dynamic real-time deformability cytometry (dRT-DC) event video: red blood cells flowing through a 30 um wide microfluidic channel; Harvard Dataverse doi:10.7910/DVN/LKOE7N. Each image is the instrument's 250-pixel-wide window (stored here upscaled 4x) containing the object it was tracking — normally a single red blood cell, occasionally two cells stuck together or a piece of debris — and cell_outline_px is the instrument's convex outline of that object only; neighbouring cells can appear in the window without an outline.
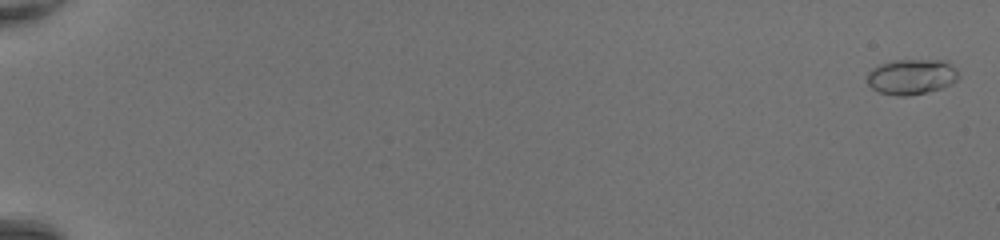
{"species": "common noctule bat (a hibernating species)", "species_latin": "Nyctalus noctula", "temperature_condition": "room temperature", "stored_images_in_passage": 51, "camera_frame_rate_fps": 3000, "um_per_image_px": 0.085, "animal": {"sex": "female", "body_mass_g": 20.0, "forearm_length_mm": 54.0}, "frame": {"image": 1, "passage_image": 2, "time_ms": 0.333, "image_size_px": [1000, 240], "cell_outline_px": [[960, 76], [952, 84], [940, 88], [908, 96], [896, 96], [880, 92], [872, 88], [868, 84], [868, 72], [872, 68], [880, 64], [892, 60], [948, 60], [956, 68]], "centroid_in_image_um": [77.5, 6.51], "position_along_channel_um": 7.5, "area_um2": 18.96}}
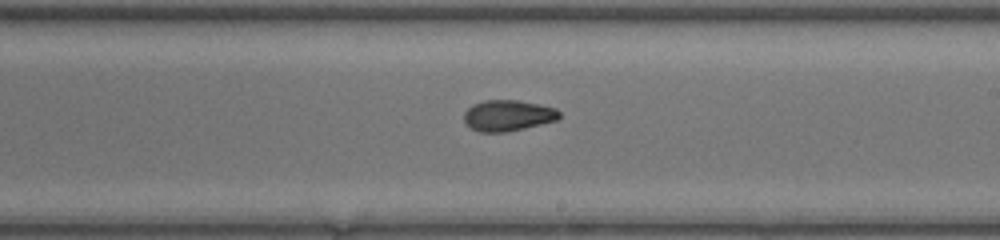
{"frame": {"image": 2, "passage_image": 33, "time_ms": 10.667, "image_size_px": [1000, 240], "cell_outline_px": [[560, 116], [556, 120], [524, 128], [504, 132], [480, 132], [472, 128], [464, 120], [464, 112], [472, 104], [484, 100], [516, 100], [556, 108], [560, 112]], "centroid_in_image_um": [43.15, 9.81], "position_along_channel_um": 245.8, "area_um2": 16.99}}
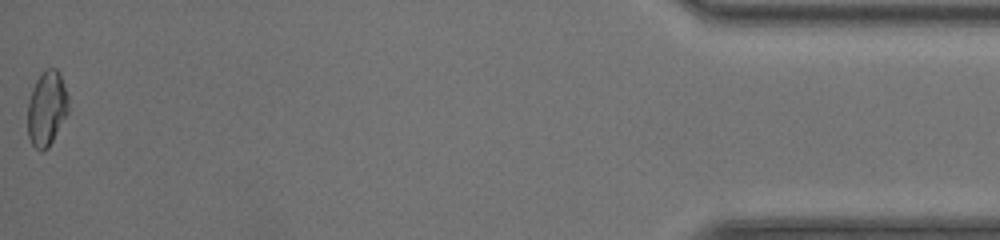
{"frame": {"image": 3, "passage_image": 51, "time_ms": 16.667, "image_size_px": [1000, 240], "cell_outline_px": [[68, 112], [48, 148], [44, 152], [40, 152], [32, 144], [28, 136], [28, 100], [32, 88], [36, 80], [44, 68], [56, 68], [60, 72], [68, 96]], "centroid_in_image_um": [3.97, 9.2], "position_along_channel_um": 431.2, "area_um2": 17.92}, "authors_computed_cell_mechanics": {"area_um2": 17.5712, "velocity_mm_per_s": 4.4267, "shape_relaxation_time_tau1_ms": 3.5182, "shape_relaxation_time_tau2_ms": 1.6635, "deformation_change_tau1": 0.1558, "deformation_change_tau2": 0.0708}}